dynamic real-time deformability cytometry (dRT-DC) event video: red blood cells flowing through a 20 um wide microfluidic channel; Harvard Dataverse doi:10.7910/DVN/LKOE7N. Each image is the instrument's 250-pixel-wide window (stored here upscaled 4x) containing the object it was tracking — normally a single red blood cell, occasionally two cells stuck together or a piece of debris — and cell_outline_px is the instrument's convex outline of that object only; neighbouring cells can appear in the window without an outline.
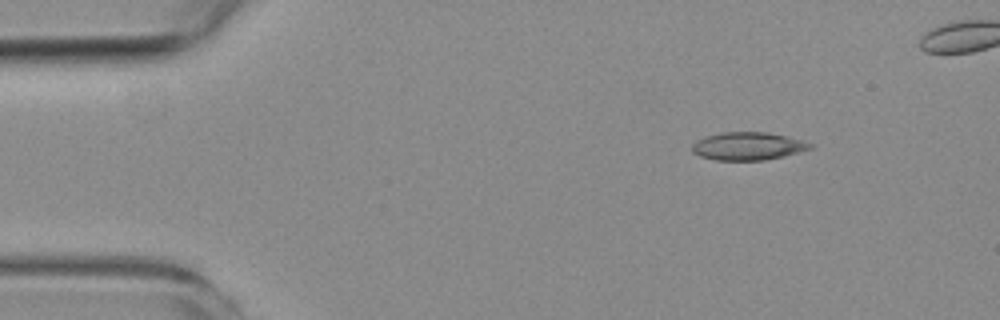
{"species": "common noctule bat (a hibernating species)", "species_latin": "Nyctalus noctula", "temperature_condition": "room temperature", "stored_images_in_passage": 4, "camera_frame_rate_fps": 3000, "um_per_image_px": 0.085, "animal": {"sex": "female", "body_mass_g": 19.3, "forearm_length_mm": 54.1}, "frame": {"image": 1, "passage_image": 2, "time_ms": 1.0, "image_size_px": [1000, 320], "cell_outline_px": [[816, 144], [812, 148], [784, 156], [764, 160], [716, 160], [700, 156], [692, 152], [692, 144], [696, 140], [720, 132], [768, 132]], "centroid_in_image_um": [63.56, 12.42], "position_along_channel_um": 21.4, "area_um2": 19.13}}